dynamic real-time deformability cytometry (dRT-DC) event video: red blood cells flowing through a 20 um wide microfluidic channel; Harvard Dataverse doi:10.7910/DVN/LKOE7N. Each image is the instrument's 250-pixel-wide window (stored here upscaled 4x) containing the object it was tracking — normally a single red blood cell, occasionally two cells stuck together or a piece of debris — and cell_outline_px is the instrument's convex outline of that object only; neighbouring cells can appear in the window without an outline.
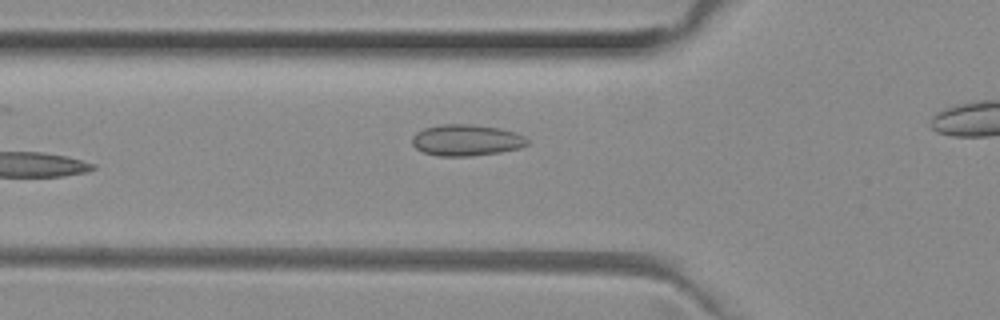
{"species": "common noctule bat (a hibernating species)", "species_latin": "Nyctalus noctula", "temperature_condition": "room temperature", "stored_images_in_passage": 34, "camera_frame_rate_fps": 3000, "um_per_image_px": 0.085, "animal": {"sex": "female", "body_mass_g": 29.2, "forearm_length_mm": 56.3}, "frame": {"image": 1, "passage_image": 2, "time_ms": 0.333, "image_size_px": [1000, 320], "cell_outline_px": [[528, 144], [520, 148], [500, 152], [468, 156], [440, 156], [424, 152], [416, 148], [412, 144], [412, 136], [416, 132], [424, 128], [440, 124], [468, 124], [500, 128], [516, 132], [524, 136], [528, 140]], "centroid_in_image_um": [39.64, 11.91], "position_along_channel_um": 86.2, "area_um2": 21.04}}
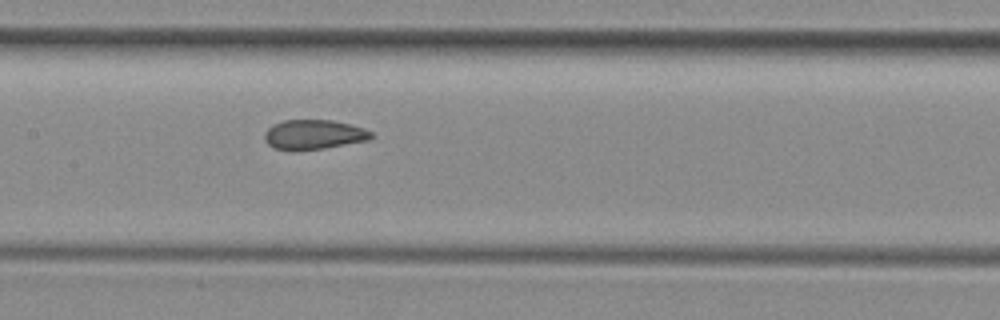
{"frame": {"image": 2, "passage_image": 9, "time_ms": 2.667, "image_size_px": [1000, 320], "cell_outline_px": [[376, 136], [368, 140], [324, 148], [296, 152], [292, 152], [272, 148], [264, 140], [264, 132], [272, 124], [284, 120], [332, 120], [364, 128], [372, 132]], "centroid_in_image_um": [26.62, 11.46], "position_along_channel_um": 180.8, "area_um2": 18.84}}
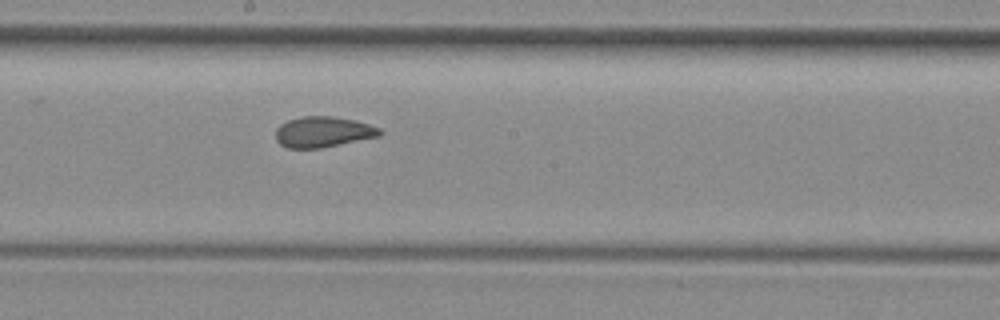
{"frame": {"image": 3, "passage_image": 12, "time_ms": 3.667, "image_size_px": [1000, 320], "cell_outline_px": [[380, 136], [320, 148], [288, 148], [280, 144], [276, 140], [276, 128], [280, 124], [288, 120], [300, 116], [332, 116], [356, 120], [380, 128]], "centroid_in_image_um": [27.43, 11.2], "position_along_channel_um": 220.8, "area_um2": 18.61}}